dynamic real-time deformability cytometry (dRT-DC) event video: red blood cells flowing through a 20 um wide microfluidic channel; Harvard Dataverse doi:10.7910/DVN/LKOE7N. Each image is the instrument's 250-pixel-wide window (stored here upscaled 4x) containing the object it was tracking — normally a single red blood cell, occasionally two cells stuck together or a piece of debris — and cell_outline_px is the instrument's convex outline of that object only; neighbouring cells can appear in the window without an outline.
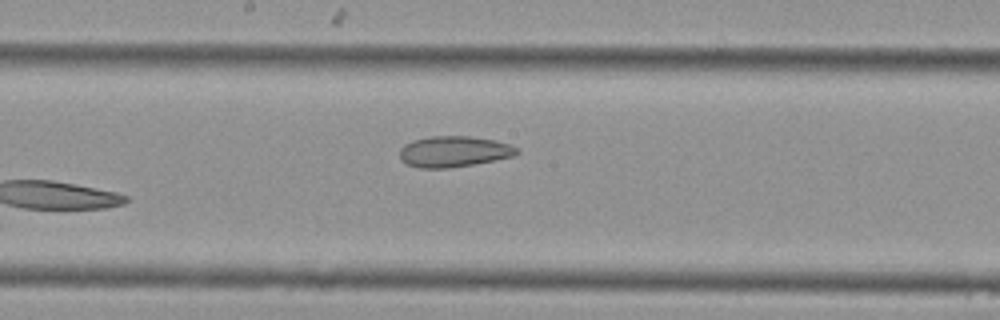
{"species": "Egyptian fruit bat (a non-hibernating species)", "species_latin": "Rousettus aegyptiacus", "temperature_condition": "cold", "stored_images_in_passage": 11, "camera_frame_rate_fps": 3000, "um_per_image_px": 0.085, "animal": {"sex": "female"}, "frame": {"image": 1, "passage_image": 11, "time_ms": 3.333, "image_size_px": [1000, 320], "cell_outline_px": [[520, 152], [512, 156], [472, 164], [448, 168], [420, 168], [408, 164], [400, 160], [400, 148], [404, 144], [412, 140], [432, 136], [468, 136], [496, 140], [508, 144], [516, 148]], "centroid_in_image_um": [38.53, 12.87], "position_along_channel_um": 209.7, "area_um2": 20.92}}